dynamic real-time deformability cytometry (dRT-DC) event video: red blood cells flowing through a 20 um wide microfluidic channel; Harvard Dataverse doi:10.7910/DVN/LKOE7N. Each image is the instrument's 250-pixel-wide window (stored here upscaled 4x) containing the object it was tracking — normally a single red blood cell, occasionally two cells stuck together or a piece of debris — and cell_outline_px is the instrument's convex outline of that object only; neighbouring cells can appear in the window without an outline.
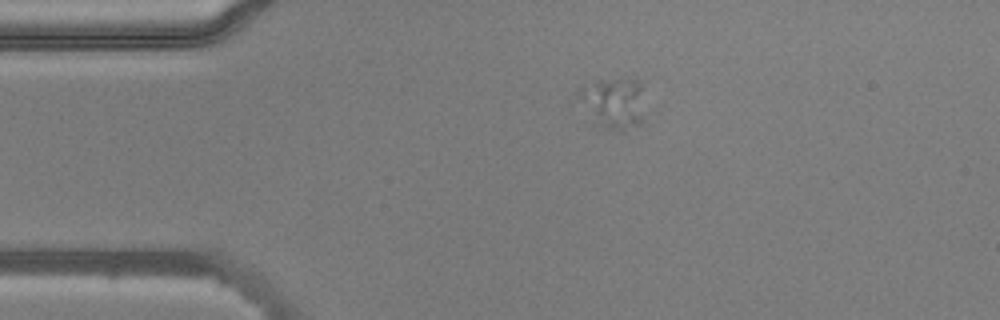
{"species": "common noctule bat (a hibernating species)", "species_latin": "Nyctalus noctula", "temperature_condition": "warm", "stored_images_in_passage": 2, "camera_frame_rate_fps": 3000, "um_per_image_px": 0.085, "animal": {"sex": "male", "body_mass_g": 20.5, "forearm_length_mm": 52.5}, "frame": {"image": 1, "passage_image": 1, "time_ms": 0.0, "image_size_px": [1000, 320], "cell_outline_px": [[640, 124], [620, 128], [604, 128], [592, 124], [576, 96], [576, 92], [580, 88], [596, 80], [636, 80], [640, 84]], "centroid_in_image_um": [51.98, 8.74], "position_along_channel_um": 33.0, "area_um2": 18.84}}